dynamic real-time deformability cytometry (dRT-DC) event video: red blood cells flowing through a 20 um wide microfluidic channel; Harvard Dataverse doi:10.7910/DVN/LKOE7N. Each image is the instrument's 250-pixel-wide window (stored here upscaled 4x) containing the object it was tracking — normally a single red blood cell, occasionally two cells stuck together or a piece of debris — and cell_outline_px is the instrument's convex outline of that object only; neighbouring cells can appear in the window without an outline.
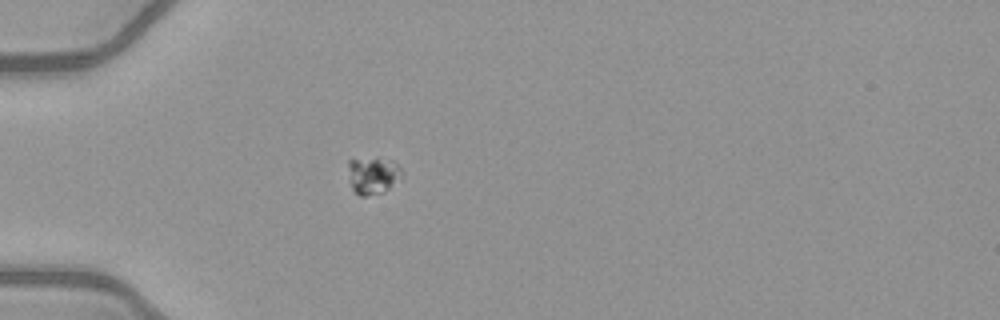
{"species": "common noctule bat (a hibernating species)", "species_latin": "Nyctalus noctula", "temperature_condition": "warm", "stored_images_in_passage": 37, "camera_frame_rate_fps": 3000, "um_per_image_px": 0.085, "animal": {"sex": "female", "body_mass_g": 21.9}, "frame": {"image": 1, "passage_image": 1, "time_ms": 0.0, "image_size_px": [1000, 320], "cell_outline_px": [[400, 172], [388, 188], [380, 192], [364, 196], [360, 196], [352, 188], [348, 168], [348, 160], [392, 160], [400, 168]], "centroid_in_image_um": [31.62, 14.92], "position_along_channel_um": 53.4, "area_um2": 10.58}}
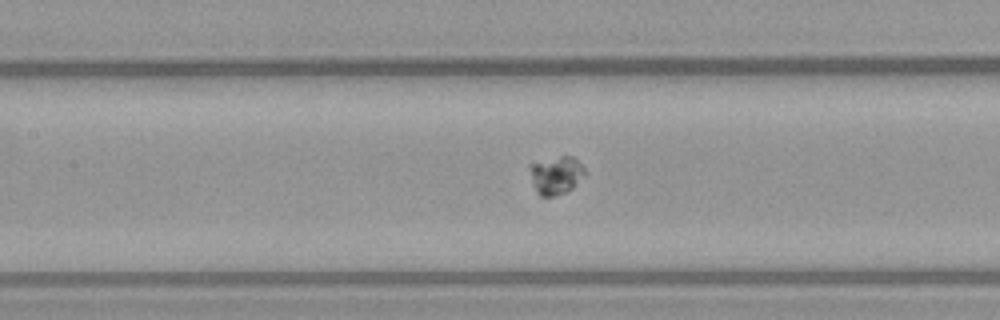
{"frame": {"image": 2, "passage_image": 10, "time_ms": 3.0, "image_size_px": [1000, 320], "cell_outline_px": [[584, 176], [572, 188], [564, 192], [552, 196], [540, 196], [536, 192], [532, 180], [528, 164], [560, 156], [572, 156], [584, 168]], "centroid_in_image_um": [47.24, 14.89], "position_along_channel_um": 160.2, "area_um2": 11.96}}
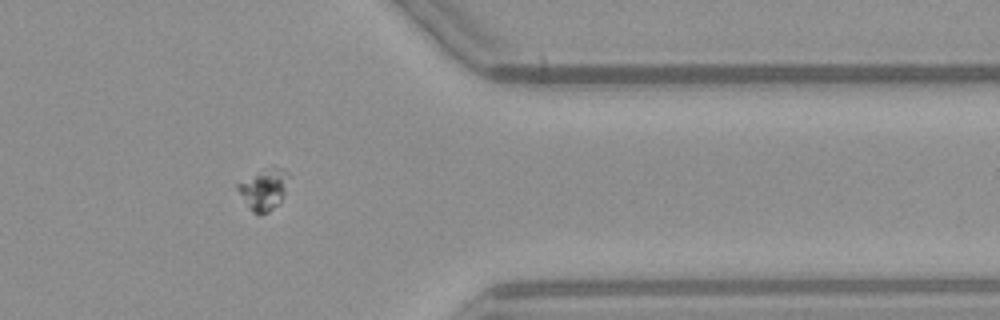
{"frame": {"image": 3, "passage_image": 28, "time_ms": 9.0, "image_size_px": [1000, 320], "cell_outline_px": [[288, 176], [284, 192], [280, 200], [268, 212], [252, 212], [248, 208], [236, 188], [236, 184], [256, 172], [272, 164], [284, 168], [288, 172]], "centroid_in_image_um": [22.4, 16.01], "position_along_channel_um": 389.0, "area_um2": 12.14}, "authors_computed_cell_mechanics": {"area_um2": 11.9646, "velocity_mm_per_s": 4.0132, "shape_relaxation_time_tau1_ms": 0.6847, "shape_relaxation_time_tau2_ms": null, "deformation_change_tau1": 0.0244, "deformation_change_tau2": null}}